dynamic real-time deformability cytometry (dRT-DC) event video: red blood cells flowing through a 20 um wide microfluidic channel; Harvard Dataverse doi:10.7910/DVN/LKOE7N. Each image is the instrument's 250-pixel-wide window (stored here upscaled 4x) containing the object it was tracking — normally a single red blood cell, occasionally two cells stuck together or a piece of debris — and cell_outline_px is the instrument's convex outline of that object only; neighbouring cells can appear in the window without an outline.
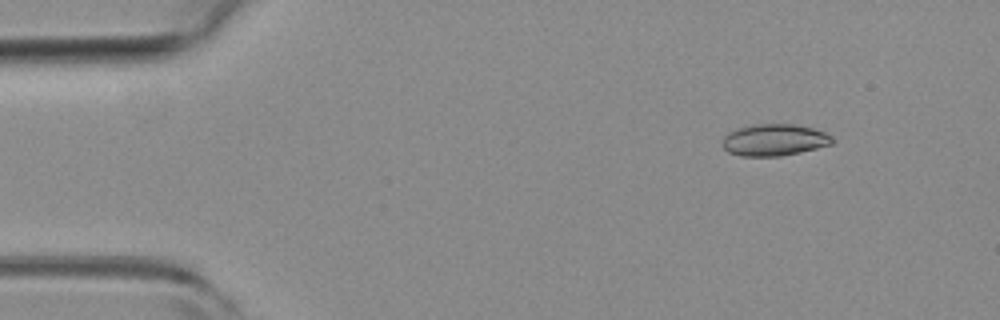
{"species": "common noctule bat (a hibernating species)", "species_latin": "Nyctalus noctula", "temperature_condition": "room temperature", "stored_images_in_passage": 7, "camera_frame_rate_fps": 3000, "um_per_image_px": 0.085, "animal": {"sex": "female", "body_mass_g": 19.3, "forearm_length_mm": 54.1}, "frame": {"image": 1, "passage_image": 2, "time_ms": 0.333, "image_size_px": [1000, 320], "cell_outline_px": [[836, 140], [832, 144], [800, 152], [780, 156], [740, 156], [728, 152], [720, 144], [724, 136], [728, 132], [736, 128], [752, 124], [796, 124], [812, 128], [824, 132], [832, 136]], "centroid_in_image_um": [65.79, 11.89], "position_along_channel_um": 19.2, "area_um2": 20.58}}
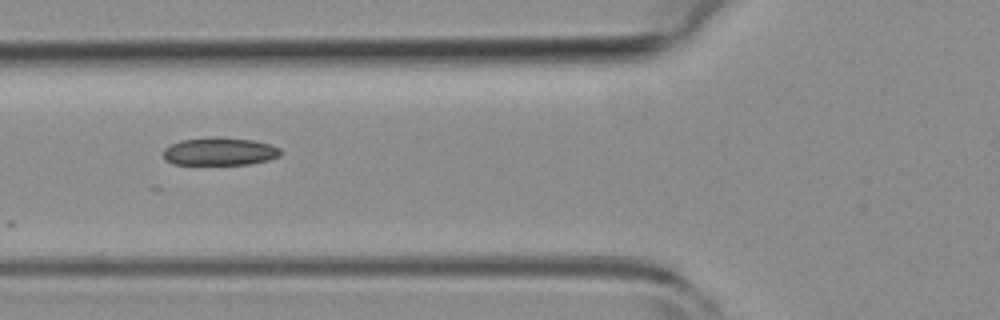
{"frame": {"image": 2, "passage_image": 5, "time_ms": 1.333, "image_size_px": [1000, 320], "cell_outline_px": [[280, 156], [268, 160], [248, 164], [172, 164], [164, 160], [164, 148], [180, 140], [212, 136], [220, 136], [252, 140], [268, 144], [280, 148]], "centroid_in_image_um": [18.64, 12.86], "position_along_channel_um": 107.2, "area_um2": 19.13}}
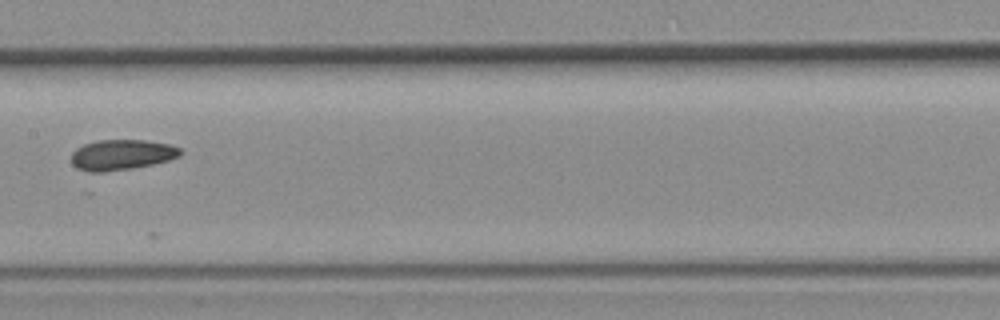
{"frame": {"image": 3, "passage_image": 7, "time_ms": 2.0, "image_size_px": [1000, 320], "cell_outline_px": [[184, 152], [180, 156], [168, 160], [152, 164], [132, 168], [104, 172], [88, 172], [76, 168], [72, 164], [72, 152], [76, 148], [84, 144], [100, 140], [144, 140], [172, 144], [180, 148]], "centroid_in_image_um": [10.36, 13.15], "position_along_channel_um": 197.0, "area_um2": 19.48}}